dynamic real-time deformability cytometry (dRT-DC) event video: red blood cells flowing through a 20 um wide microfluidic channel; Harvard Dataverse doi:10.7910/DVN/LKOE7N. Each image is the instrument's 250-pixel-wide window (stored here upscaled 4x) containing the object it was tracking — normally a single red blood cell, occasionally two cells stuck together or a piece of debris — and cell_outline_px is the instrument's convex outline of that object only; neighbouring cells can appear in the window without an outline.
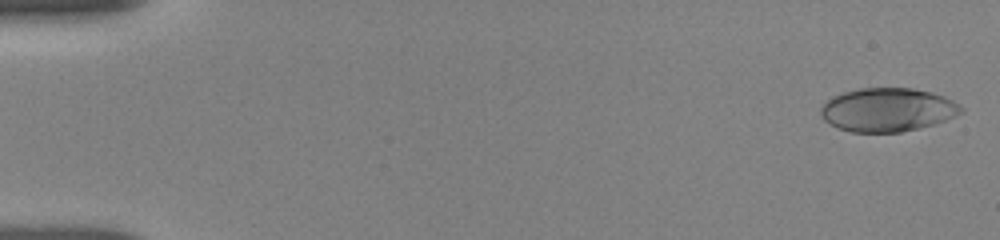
{"species": "human", "species_latin": "Homo sapiens", "temperature_condition": "room temperature", "stored_images_in_passage": 47, "camera_frame_rate_fps": 3000, "um_per_image_px": 0.085, "donor": {"sex": "female"}, "frame": {"image": 1, "passage_image": 1, "time_ms": 0.0, "image_size_px": [1000, 240], "cell_outline_px": [[964, 112], [956, 116], [932, 124], [900, 132], [852, 132], [836, 128], [824, 120], [820, 116], [820, 108], [832, 96], [844, 92], [860, 88], [912, 88], [932, 92], [944, 96], [952, 100], [964, 108]], "centroid_in_image_um": [75.43, 9.33], "position_along_channel_um": 9.6, "area_um2": 35.66}}
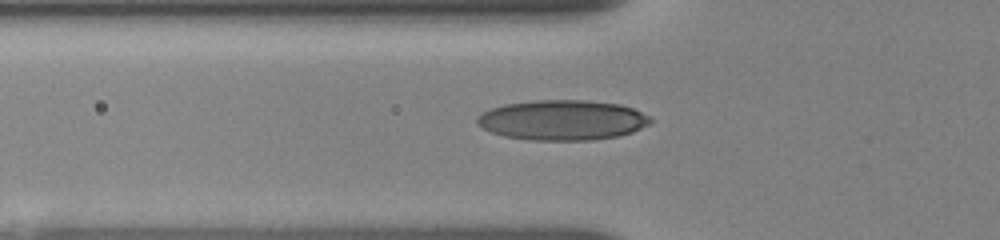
{"frame": {"image": 2, "passage_image": 33, "time_ms": 5.667, "image_size_px": [1000, 240], "cell_outline_px": [[652, 120], [648, 124], [632, 132], [620, 136], [592, 140], [528, 140], [504, 136], [492, 132], [476, 124], [476, 116], [492, 108], [504, 104], [536, 100], [584, 100], [620, 104], [632, 108], [652, 116]], "centroid_in_image_um": [47.81, 10.21], "position_along_channel_um": 78.0, "area_um2": 40.63}}
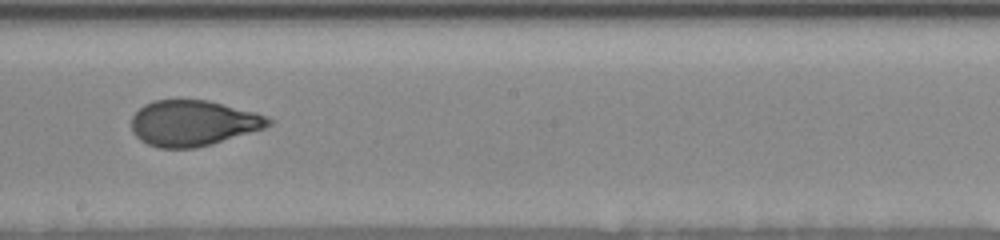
{"frame": {"image": 3, "passage_image": 47, "time_ms": 9.667, "image_size_px": [1000, 240], "cell_outline_px": [[272, 124], [264, 128], [212, 144], [196, 148], [160, 148], [148, 144], [140, 140], [132, 132], [132, 116], [144, 104], [152, 100], [208, 100], [256, 112], [272, 120]], "centroid_in_image_um": [16.4, 10.46], "position_along_channel_um": 231.8, "area_um2": 36.41}}